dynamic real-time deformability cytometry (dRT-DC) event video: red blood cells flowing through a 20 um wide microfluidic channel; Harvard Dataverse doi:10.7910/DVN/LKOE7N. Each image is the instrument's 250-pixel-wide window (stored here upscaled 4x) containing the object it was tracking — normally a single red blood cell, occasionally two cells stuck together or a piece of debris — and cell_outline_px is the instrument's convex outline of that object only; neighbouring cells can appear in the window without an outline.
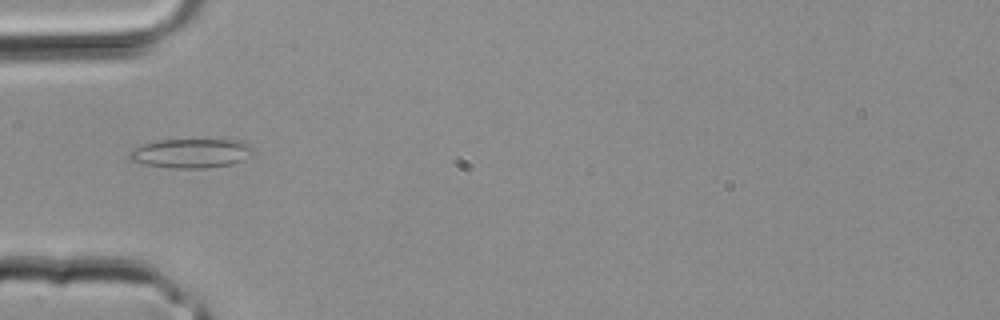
{"species": "common noctule bat (a hibernating species)", "species_latin": "Nyctalus noctula", "temperature_condition": "room temperature", "stored_images_in_passage": 1, "camera_frame_rate_fps": 3000, "um_per_image_px": 0.085, "animal": {"sex": "male", "body_mass_g": 20.4}, "frame": {"image": 1, "passage_image": 1, "time_ms": 0.0, "image_size_px": [1000, 320], "cell_outline_px": [[252, 152], [240, 160], [232, 164], [208, 168], [172, 168], [144, 164], [128, 160], [128, 152], [144, 144], [160, 140], [240, 140], [248, 144], [252, 148]], "centroid_in_image_um": [16.19, 13.03], "position_along_channel_um": 68.8, "area_um2": 20.81}}